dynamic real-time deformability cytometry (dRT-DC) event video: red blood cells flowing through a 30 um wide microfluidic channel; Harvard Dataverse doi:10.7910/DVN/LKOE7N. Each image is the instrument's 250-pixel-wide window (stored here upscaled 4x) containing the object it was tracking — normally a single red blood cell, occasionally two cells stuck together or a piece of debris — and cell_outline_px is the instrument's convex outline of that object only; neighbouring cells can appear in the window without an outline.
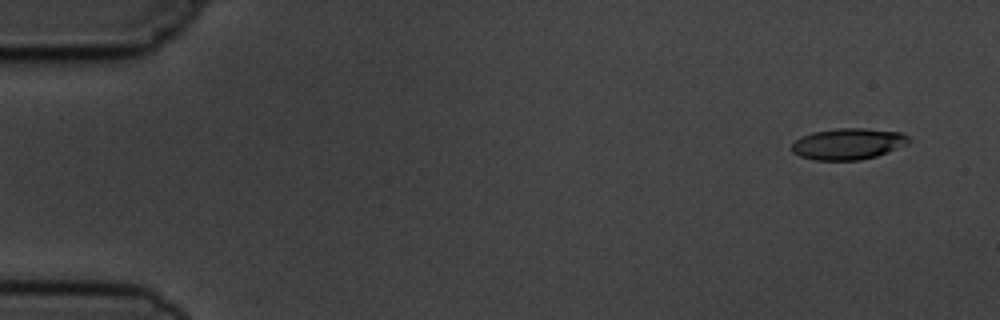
{"species": "common noctule bat (a hibernating species)", "species_latin": "Nyctalus noctula", "temperature_condition": "cold", "stored_images_in_passage": 10, "camera_frame_rate_fps": 3000, "um_per_image_px": 0.085, "animal": {"sex": "male", "body_mass_g": 19.5, "forearm_length_mm": 54.6}, "frame": {"image": 1, "passage_image": 1, "time_ms": 0.0, "image_size_px": [1000, 320], "cell_outline_px": [[912, 140], [908, 144], [876, 156], [860, 160], [816, 160], [800, 156], [792, 152], [792, 144], [800, 136], [812, 132], [836, 128], [864, 128], [900, 132], [908, 136]], "centroid_in_image_um": [72.09, 12.22], "position_along_channel_um": 12.9, "area_um2": 21.39}}
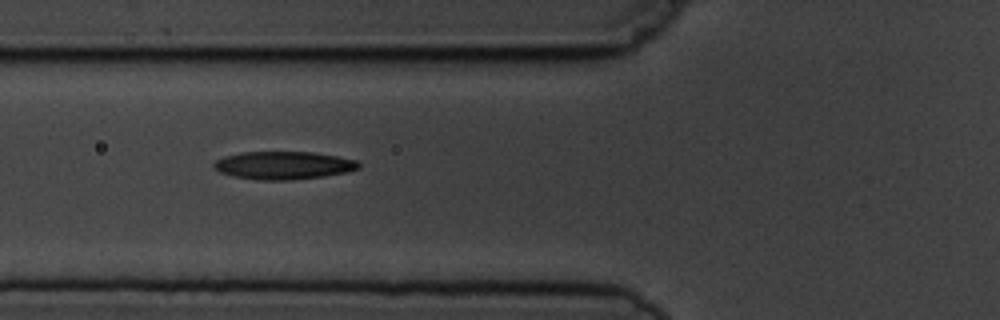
{"frame": {"image": 2, "passage_image": 6, "time_ms": 5.667, "image_size_px": [1000, 320], "cell_outline_px": [[360, 168], [344, 172], [324, 176], [288, 180], [256, 180], [232, 176], [220, 172], [212, 168], [212, 164], [216, 160], [224, 156], [240, 152], [312, 152], [336, 156], [356, 160], [360, 164]], "centroid_in_image_um": [24.03, 14.05], "position_along_channel_um": 101.8, "area_um2": 23.58}}
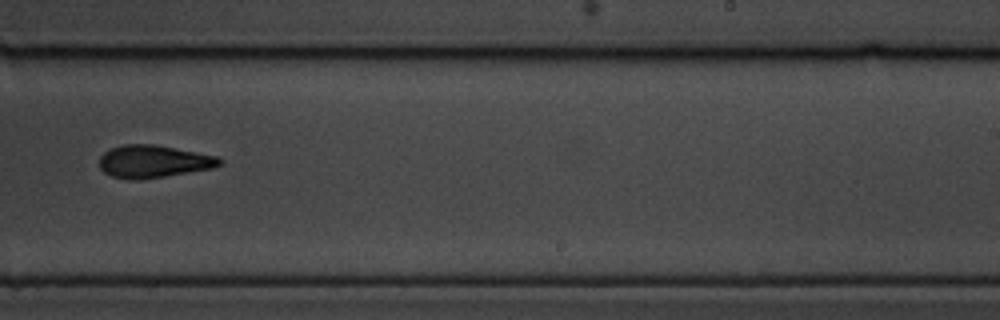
{"frame": {"image": 3, "passage_image": 10, "time_ms": 10.333, "image_size_px": [1000, 320], "cell_outline_px": [[224, 160], [220, 164], [212, 168], [164, 176], [136, 180], [132, 180], [112, 176], [104, 172], [100, 168], [100, 156], [108, 148], [124, 144], [152, 144], [196, 152], [216, 156]], "centroid_in_image_um": [13.0, 13.71], "position_along_channel_um": 276.0, "area_um2": 22.6}}